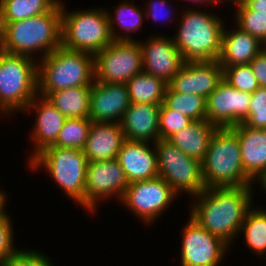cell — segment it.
Segmentation results:
<instances>
[{
  "instance_id": "cell-9",
  "label": "cell",
  "mask_w": 266,
  "mask_h": 266,
  "mask_svg": "<svg viewBox=\"0 0 266 266\" xmlns=\"http://www.w3.org/2000/svg\"><path fill=\"white\" fill-rule=\"evenodd\" d=\"M154 146L159 177L163 178L176 194L185 191L195 197L206 189L201 162L198 159L187 156L167 140L159 139Z\"/></svg>"
},
{
  "instance_id": "cell-15",
  "label": "cell",
  "mask_w": 266,
  "mask_h": 266,
  "mask_svg": "<svg viewBox=\"0 0 266 266\" xmlns=\"http://www.w3.org/2000/svg\"><path fill=\"white\" fill-rule=\"evenodd\" d=\"M222 80L223 68L217 60L189 61L168 82V87L174 92L197 94L207 99Z\"/></svg>"
},
{
  "instance_id": "cell-5",
  "label": "cell",
  "mask_w": 266,
  "mask_h": 266,
  "mask_svg": "<svg viewBox=\"0 0 266 266\" xmlns=\"http://www.w3.org/2000/svg\"><path fill=\"white\" fill-rule=\"evenodd\" d=\"M180 24L173 41L185 62L218 60L224 27L217 16L188 9Z\"/></svg>"
},
{
  "instance_id": "cell-27",
  "label": "cell",
  "mask_w": 266,
  "mask_h": 266,
  "mask_svg": "<svg viewBox=\"0 0 266 266\" xmlns=\"http://www.w3.org/2000/svg\"><path fill=\"white\" fill-rule=\"evenodd\" d=\"M59 0H0L4 23L24 20L49 12Z\"/></svg>"
},
{
  "instance_id": "cell-6",
  "label": "cell",
  "mask_w": 266,
  "mask_h": 266,
  "mask_svg": "<svg viewBox=\"0 0 266 266\" xmlns=\"http://www.w3.org/2000/svg\"><path fill=\"white\" fill-rule=\"evenodd\" d=\"M37 65L30 56L0 51V111L26 110L38 91Z\"/></svg>"
},
{
  "instance_id": "cell-25",
  "label": "cell",
  "mask_w": 266,
  "mask_h": 266,
  "mask_svg": "<svg viewBox=\"0 0 266 266\" xmlns=\"http://www.w3.org/2000/svg\"><path fill=\"white\" fill-rule=\"evenodd\" d=\"M91 86H78L56 92H40L66 118H89Z\"/></svg>"
},
{
  "instance_id": "cell-29",
  "label": "cell",
  "mask_w": 266,
  "mask_h": 266,
  "mask_svg": "<svg viewBox=\"0 0 266 266\" xmlns=\"http://www.w3.org/2000/svg\"><path fill=\"white\" fill-rule=\"evenodd\" d=\"M241 231L244 233L246 244L250 249L256 254L266 253V210H253L250 207L244 218Z\"/></svg>"
},
{
  "instance_id": "cell-40",
  "label": "cell",
  "mask_w": 266,
  "mask_h": 266,
  "mask_svg": "<svg viewBox=\"0 0 266 266\" xmlns=\"http://www.w3.org/2000/svg\"><path fill=\"white\" fill-rule=\"evenodd\" d=\"M241 3L250 11L266 14V0H244Z\"/></svg>"
},
{
  "instance_id": "cell-14",
  "label": "cell",
  "mask_w": 266,
  "mask_h": 266,
  "mask_svg": "<svg viewBox=\"0 0 266 266\" xmlns=\"http://www.w3.org/2000/svg\"><path fill=\"white\" fill-rule=\"evenodd\" d=\"M182 238L181 266H218L229 246L191 217Z\"/></svg>"
},
{
  "instance_id": "cell-43",
  "label": "cell",
  "mask_w": 266,
  "mask_h": 266,
  "mask_svg": "<svg viewBox=\"0 0 266 266\" xmlns=\"http://www.w3.org/2000/svg\"><path fill=\"white\" fill-rule=\"evenodd\" d=\"M266 192V171L258 178Z\"/></svg>"
},
{
  "instance_id": "cell-46",
  "label": "cell",
  "mask_w": 266,
  "mask_h": 266,
  "mask_svg": "<svg viewBox=\"0 0 266 266\" xmlns=\"http://www.w3.org/2000/svg\"><path fill=\"white\" fill-rule=\"evenodd\" d=\"M224 1V0H223ZM228 1V0H227ZM230 1H233V2H236V4L237 3H241V2H243L244 0H230Z\"/></svg>"
},
{
  "instance_id": "cell-30",
  "label": "cell",
  "mask_w": 266,
  "mask_h": 266,
  "mask_svg": "<svg viewBox=\"0 0 266 266\" xmlns=\"http://www.w3.org/2000/svg\"><path fill=\"white\" fill-rule=\"evenodd\" d=\"M91 124L90 118H66L51 146L83 150Z\"/></svg>"
},
{
  "instance_id": "cell-44",
  "label": "cell",
  "mask_w": 266,
  "mask_h": 266,
  "mask_svg": "<svg viewBox=\"0 0 266 266\" xmlns=\"http://www.w3.org/2000/svg\"><path fill=\"white\" fill-rule=\"evenodd\" d=\"M261 52L266 55V37L261 41Z\"/></svg>"
},
{
  "instance_id": "cell-11",
  "label": "cell",
  "mask_w": 266,
  "mask_h": 266,
  "mask_svg": "<svg viewBox=\"0 0 266 266\" xmlns=\"http://www.w3.org/2000/svg\"><path fill=\"white\" fill-rule=\"evenodd\" d=\"M176 194L161 177L130 183L122 203L145 223L153 222L172 203Z\"/></svg>"
},
{
  "instance_id": "cell-28",
  "label": "cell",
  "mask_w": 266,
  "mask_h": 266,
  "mask_svg": "<svg viewBox=\"0 0 266 266\" xmlns=\"http://www.w3.org/2000/svg\"><path fill=\"white\" fill-rule=\"evenodd\" d=\"M163 103L169 109L189 117L192 121L206 120L207 101L200 95L174 92L167 86Z\"/></svg>"
},
{
  "instance_id": "cell-39",
  "label": "cell",
  "mask_w": 266,
  "mask_h": 266,
  "mask_svg": "<svg viewBox=\"0 0 266 266\" xmlns=\"http://www.w3.org/2000/svg\"><path fill=\"white\" fill-rule=\"evenodd\" d=\"M149 3L151 4L150 6H148L150 9L148 8L147 11H146V13H147V15H151V17L154 18L155 21H157L158 19H160V17H161L160 15L163 13L162 12L163 11L162 9L163 8H166L165 5L167 4V2H166V0H160V1L159 0H156V1L153 0V2L150 0ZM166 11H170V10H166ZM166 11L164 13H167ZM169 16L167 14V18L168 19L171 18ZM163 17H164V15H163Z\"/></svg>"
},
{
  "instance_id": "cell-23",
  "label": "cell",
  "mask_w": 266,
  "mask_h": 266,
  "mask_svg": "<svg viewBox=\"0 0 266 266\" xmlns=\"http://www.w3.org/2000/svg\"><path fill=\"white\" fill-rule=\"evenodd\" d=\"M261 52V42L242 29H223L218 62L221 67L249 64Z\"/></svg>"
},
{
  "instance_id": "cell-10",
  "label": "cell",
  "mask_w": 266,
  "mask_h": 266,
  "mask_svg": "<svg viewBox=\"0 0 266 266\" xmlns=\"http://www.w3.org/2000/svg\"><path fill=\"white\" fill-rule=\"evenodd\" d=\"M142 71L139 41H114L94 54V81L126 84Z\"/></svg>"
},
{
  "instance_id": "cell-20",
  "label": "cell",
  "mask_w": 266,
  "mask_h": 266,
  "mask_svg": "<svg viewBox=\"0 0 266 266\" xmlns=\"http://www.w3.org/2000/svg\"><path fill=\"white\" fill-rule=\"evenodd\" d=\"M230 129L239 139L243 170L254 181L266 171V129L250 128L244 123Z\"/></svg>"
},
{
  "instance_id": "cell-2",
  "label": "cell",
  "mask_w": 266,
  "mask_h": 266,
  "mask_svg": "<svg viewBox=\"0 0 266 266\" xmlns=\"http://www.w3.org/2000/svg\"><path fill=\"white\" fill-rule=\"evenodd\" d=\"M61 32V3H57L47 13L4 23L2 51L34 57L40 50L45 57L61 46Z\"/></svg>"
},
{
  "instance_id": "cell-41",
  "label": "cell",
  "mask_w": 266,
  "mask_h": 266,
  "mask_svg": "<svg viewBox=\"0 0 266 266\" xmlns=\"http://www.w3.org/2000/svg\"><path fill=\"white\" fill-rule=\"evenodd\" d=\"M3 38H4V21L0 10V51H2L3 49Z\"/></svg>"
},
{
  "instance_id": "cell-42",
  "label": "cell",
  "mask_w": 266,
  "mask_h": 266,
  "mask_svg": "<svg viewBox=\"0 0 266 266\" xmlns=\"http://www.w3.org/2000/svg\"><path fill=\"white\" fill-rule=\"evenodd\" d=\"M6 196L4 195V193L2 191H0V215L4 214V206H5V202H6Z\"/></svg>"
},
{
  "instance_id": "cell-17",
  "label": "cell",
  "mask_w": 266,
  "mask_h": 266,
  "mask_svg": "<svg viewBox=\"0 0 266 266\" xmlns=\"http://www.w3.org/2000/svg\"><path fill=\"white\" fill-rule=\"evenodd\" d=\"M143 71L168 83L182 68L185 61L174 44L173 38L153 36L148 42H139Z\"/></svg>"
},
{
  "instance_id": "cell-16",
  "label": "cell",
  "mask_w": 266,
  "mask_h": 266,
  "mask_svg": "<svg viewBox=\"0 0 266 266\" xmlns=\"http://www.w3.org/2000/svg\"><path fill=\"white\" fill-rule=\"evenodd\" d=\"M130 104L126 84L94 81L91 85L89 118L93 122L120 124Z\"/></svg>"
},
{
  "instance_id": "cell-4",
  "label": "cell",
  "mask_w": 266,
  "mask_h": 266,
  "mask_svg": "<svg viewBox=\"0 0 266 266\" xmlns=\"http://www.w3.org/2000/svg\"><path fill=\"white\" fill-rule=\"evenodd\" d=\"M93 82L94 55L85 51L70 50L60 46L42 57L38 64V91L40 92L91 86Z\"/></svg>"
},
{
  "instance_id": "cell-33",
  "label": "cell",
  "mask_w": 266,
  "mask_h": 266,
  "mask_svg": "<svg viewBox=\"0 0 266 266\" xmlns=\"http://www.w3.org/2000/svg\"><path fill=\"white\" fill-rule=\"evenodd\" d=\"M237 27L256 37L260 42L266 37V14L250 11L242 3H237Z\"/></svg>"
},
{
  "instance_id": "cell-19",
  "label": "cell",
  "mask_w": 266,
  "mask_h": 266,
  "mask_svg": "<svg viewBox=\"0 0 266 266\" xmlns=\"http://www.w3.org/2000/svg\"><path fill=\"white\" fill-rule=\"evenodd\" d=\"M160 105L131 102L120 122L125 138L148 143L154 140L152 142L156 143L159 140Z\"/></svg>"
},
{
  "instance_id": "cell-24",
  "label": "cell",
  "mask_w": 266,
  "mask_h": 266,
  "mask_svg": "<svg viewBox=\"0 0 266 266\" xmlns=\"http://www.w3.org/2000/svg\"><path fill=\"white\" fill-rule=\"evenodd\" d=\"M217 129L218 127L207 120L193 121L187 127L170 136L167 141L187 156L202 162L205 158L210 140Z\"/></svg>"
},
{
  "instance_id": "cell-1",
  "label": "cell",
  "mask_w": 266,
  "mask_h": 266,
  "mask_svg": "<svg viewBox=\"0 0 266 266\" xmlns=\"http://www.w3.org/2000/svg\"><path fill=\"white\" fill-rule=\"evenodd\" d=\"M252 186L206 188L195 198L198 201L190 217L228 245L239 234L251 207Z\"/></svg>"
},
{
  "instance_id": "cell-8",
  "label": "cell",
  "mask_w": 266,
  "mask_h": 266,
  "mask_svg": "<svg viewBox=\"0 0 266 266\" xmlns=\"http://www.w3.org/2000/svg\"><path fill=\"white\" fill-rule=\"evenodd\" d=\"M30 165L36 169L44 166L65 194L85 207L88 160L83 150L50 145L35 155Z\"/></svg>"
},
{
  "instance_id": "cell-3",
  "label": "cell",
  "mask_w": 266,
  "mask_h": 266,
  "mask_svg": "<svg viewBox=\"0 0 266 266\" xmlns=\"http://www.w3.org/2000/svg\"><path fill=\"white\" fill-rule=\"evenodd\" d=\"M206 188L251 186L242 165L238 136L230 128H218L201 162Z\"/></svg>"
},
{
  "instance_id": "cell-12",
  "label": "cell",
  "mask_w": 266,
  "mask_h": 266,
  "mask_svg": "<svg viewBox=\"0 0 266 266\" xmlns=\"http://www.w3.org/2000/svg\"><path fill=\"white\" fill-rule=\"evenodd\" d=\"M206 101V120L218 128H231L247 120L251 93L239 91L223 79Z\"/></svg>"
},
{
  "instance_id": "cell-34",
  "label": "cell",
  "mask_w": 266,
  "mask_h": 266,
  "mask_svg": "<svg viewBox=\"0 0 266 266\" xmlns=\"http://www.w3.org/2000/svg\"><path fill=\"white\" fill-rule=\"evenodd\" d=\"M192 122L189 117L169 109L162 103L159 109V139L167 140L174 133L187 127Z\"/></svg>"
},
{
  "instance_id": "cell-38",
  "label": "cell",
  "mask_w": 266,
  "mask_h": 266,
  "mask_svg": "<svg viewBox=\"0 0 266 266\" xmlns=\"http://www.w3.org/2000/svg\"><path fill=\"white\" fill-rule=\"evenodd\" d=\"M258 85L266 87V55L260 52L250 63Z\"/></svg>"
},
{
  "instance_id": "cell-7",
  "label": "cell",
  "mask_w": 266,
  "mask_h": 266,
  "mask_svg": "<svg viewBox=\"0 0 266 266\" xmlns=\"http://www.w3.org/2000/svg\"><path fill=\"white\" fill-rule=\"evenodd\" d=\"M66 12L61 3V46L94 55L115 41L106 10Z\"/></svg>"
},
{
  "instance_id": "cell-37",
  "label": "cell",
  "mask_w": 266,
  "mask_h": 266,
  "mask_svg": "<svg viewBox=\"0 0 266 266\" xmlns=\"http://www.w3.org/2000/svg\"><path fill=\"white\" fill-rule=\"evenodd\" d=\"M11 224V219L6 213L0 215V265L17 250L13 248Z\"/></svg>"
},
{
  "instance_id": "cell-13",
  "label": "cell",
  "mask_w": 266,
  "mask_h": 266,
  "mask_svg": "<svg viewBox=\"0 0 266 266\" xmlns=\"http://www.w3.org/2000/svg\"><path fill=\"white\" fill-rule=\"evenodd\" d=\"M129 183L120 163L115 159L88 162L85 180V209L94 212L98 200L125 194ZM114 194V195H113Z\"/></svg>"
},
{
  "instance_id": "cell-26",
  "label": "cell",
  "mask_w": 266,
  "mask_h": 266,
  "mask_svg": "<svg viewBox=\"0 0 266 266\" xmlns=\"http://www.w3.org/2000/svg\"><path fill=\"white\" fill-rule=\"evenodd\" d=\"M126 85L131 102L162 104L168 83L142 71L134 75Z\"/></svg>"
},
{
  "instance_id": "cell-21",
  "label": "cell",
  "mask_w": 266,
  "mask_h": 266,
  "mask_svg": "<svg viewBox=\"0 0 266 266\" xmlns=\"http://www.w3.org/2000/svg\"><path fill=\"white\" fill-rule=\"evenodd\" d=\"M125 140L120 124L92 121L83 151L88 162L115 159Z\"/></svg>"
},
{
  "instance_id": "cell-36",
  "label": "cell",
  "mask_w": 266,
  "mask_h": 266,
  "mask_svg": "<svg viewBox=\"0 0 266 266\" xmlns=\"http://www.w3.org/2000/svg\"><path fill=\"white\" fill-rule=\"evenodd\" d=\"M38 251L16 250L0 266H52L44 254Z\"/></svg>"
},
{
  "instance_id": "cell-35",
  "label": "cell",
  "mask_w": 266,
  "mask_h": 266,
  "mask_svg": "<svg viewBox=\"0 0 266 266\" xmlns=\"http://www.w3.org/2000/svg\"><path fill=\"white\" fill-rule=\"evenodd\" d=\"M244 124L250 128L266 129V87L251 93L249 114Z\"/></svg>"
},
{
  "instance_id": "cell-31",
  "label": "cell",
  "mask_w": 266,
  "mask_h": 266,
  "mask_svg": "<svg viewBox=\"0 0 266 266\" xmlns=\"http://www.w3.org/2000/svg\"><path fill=\"white\" fill-rule=\"evenodd\" d=\"M142 11H140V9L136 8L135 5H133L132 3H122L121 5L118 6V8H116L115 11V17H112L111 14H109V12L107 11V15L109 18V22H110V30H111V34L112 37L115 41H133L132 38H130V36L126 35L125 37L119 34H116L115 32V25L116 24L114 22V20L119 24L120 28H122V30H126V32L129 33V31H135L138 30L141 25H142ZM114 19V20H113ZM128 36V37H127Z\"/></svg>"
},
{
  "instance_id": "cell-22",
  "label": "cell",
  "mask_w": 266,
  "mask_h": 266,
  "mask_svg": "<svg viewBox=\"0 0 266 266\" xmlns=\"http://www.w3.org/2000/svg\"><path fill=\"white\" fill-rule=\"evenodd\" d=\"M37 96L26 107V109H34L36 107L38 112L34 131L32 132V139L36 144V153L34 152L31 155L30 160L56 141L66 119L47 97L41 96L42 98L39 97L37 99ZM36 100L37 103L39 102L38 104Z\"/></svg>"
},
{
  "instance_id": "cell-18",
  "label": "cell",
  "mask_w": 266,
  "mask_h": 266,
  "mask_svg": "<svg viewBox=\"0 0 266 266\" xmlns=\"http://www.w3.org/2000/svg\"><path fill=\"white\" fill-rule=\"evenodd\" d=\"M148 142L125 140L116 160L122 166L128 183L150 180L159 176L156 149Z\"/></svg>"
},
{
  "instance_id": "cell-45",
  "label": "cell",
  "mask_w": 266,
  "mask_h": 266,
  "mask_svg": "<svg viewBox=\"0 0 266 266\" xmlns=\"http://www.w3.org/2000/svg\"><path fill=\"white\" fill-rule=\"evenodd\" d=\"M191 1H193V3H194V2H199L200 4H201L202 2H205L206 5H207V3L211 2V1H212L211 3L214 4L215 1H221V0H191Z\"/></svg>"
},
{
  "instance_id": "cell-32",
  "label": "cell",
  "mask_w": 266,
  "mask_h": 266,
  "mask_svg": "<svg viewBox=\"0 0 266 266\" xmlns=\"http://www.w3.org/2000/svg\"><path fill=\"white\" fill-rule=\"evenodd\" d=\"M222 68L223 79L235 89L246 93H253L259 88L257 79L249 64Z\"/></svg>"
}]
</instances>
